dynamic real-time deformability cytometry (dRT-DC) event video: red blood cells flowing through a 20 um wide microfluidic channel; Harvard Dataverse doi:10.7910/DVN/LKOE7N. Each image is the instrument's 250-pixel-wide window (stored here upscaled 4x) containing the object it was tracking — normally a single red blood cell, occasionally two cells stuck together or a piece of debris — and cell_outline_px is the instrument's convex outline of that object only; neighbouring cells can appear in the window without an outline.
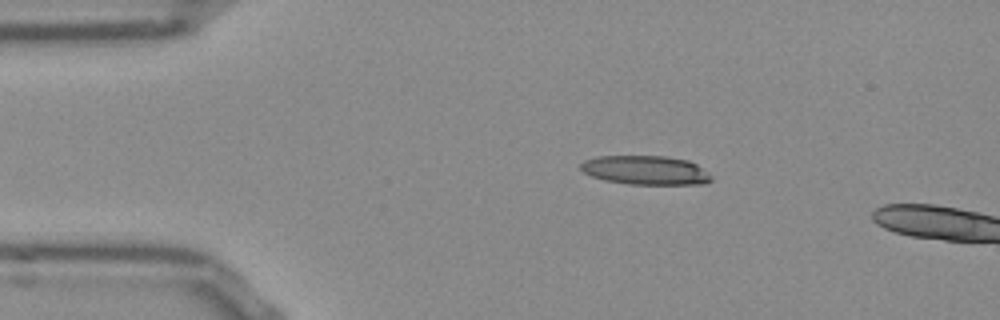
{"species": "Egyptian fruit bat (a non-hibernating species)", "species_latin": "Rousettus aegyptiacus", "temperature_condition": "room temperature", "stored_images_in_passage": 12, "camera_frame_rate_fps": 3000, "um_per_image_px": 0.085, "frame": {"image": 1, "passage_image": 9, "time_ms": 2.667, "image_size_px": [1000, 320], "cell_outline_px": [[712, 180], [704, 184], [628, 184], [604, 180], [592, 176], [584, 172], [580, 168], [580, 164], [584, 160], [596, 156], [664, 156], [688, 160], [696, 164], [712, 176]], "centroid_in_image_um": [54.86, 14.46], "position_along_channel_um": 30.1, "area_um2": 22.08}}